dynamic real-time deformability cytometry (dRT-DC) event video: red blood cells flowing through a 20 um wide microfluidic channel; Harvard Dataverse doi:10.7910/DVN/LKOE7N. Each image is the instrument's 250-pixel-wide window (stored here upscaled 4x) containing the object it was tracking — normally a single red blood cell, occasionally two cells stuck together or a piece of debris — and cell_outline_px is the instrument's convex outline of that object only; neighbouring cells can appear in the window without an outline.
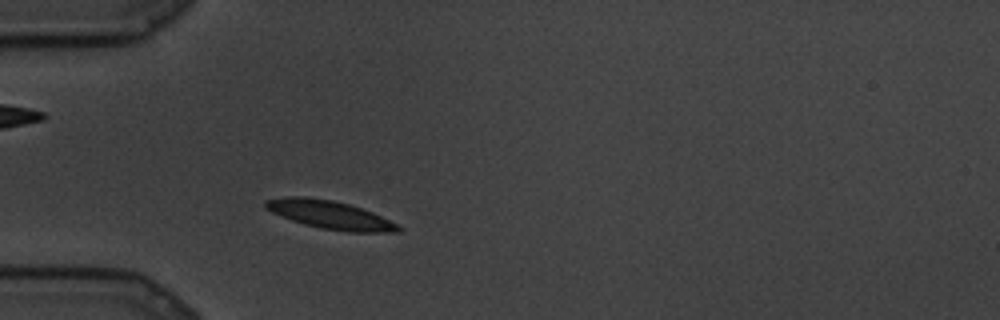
{"species": "common noctule bat (a hibernating species)", "species_latin": "Nyctalus noctula", "temperature_condition": "cold", "stored_images_in_passage": 64, "camera_frame_rate_fps": 3000, "um_per_image_px": 0.085, "animal": {"sex": "male", "body_mass_g": 19.5, "forearm_length_mm": 54.6}, "frame": {"image": 1, "passage_image": 2, "time_ms": 0.333, "image_size_px": [1000, 320], "cell_outline_px": [[404, 228], [400, 232], [348, 232], [320, 228], [304, 224], [280, 216], [264, 208], [264, 200], [284, 196], [308, 196], [332, 200], [348, 204], [372, 212], [400, 224]], "centroid_in_image_um": [28.05, 18.26], "position_along_channel_um": 56.9, "area_um2": 22.14}}
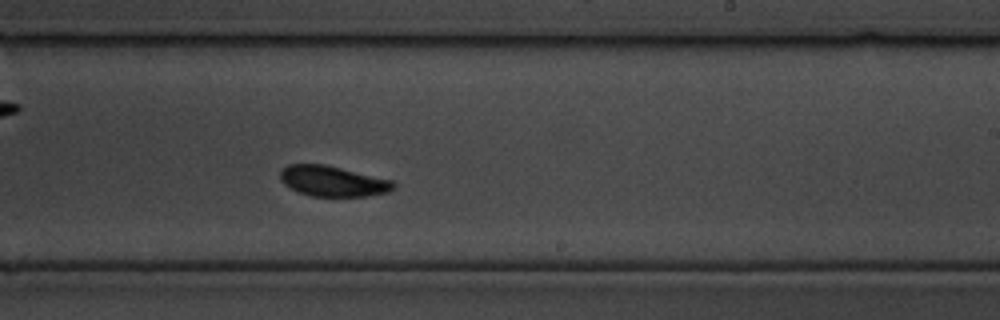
{"frame": {"image": 2, "passage_image": 30, "time_ms": 9.667, "image_size_px": [1000, 320], "cell_outline_px": [[396, 188], [388, 192], [368, 196], [312, 196], [300, 192], [284, 184], [280, 180], [280, 172], [288, 164], [324, 164], [392, 180], [396, 184]], "centroid_in_image_um": [28.31, 15.4], "position_along_channel_um": 260.7, "area_um2": 20.0}}
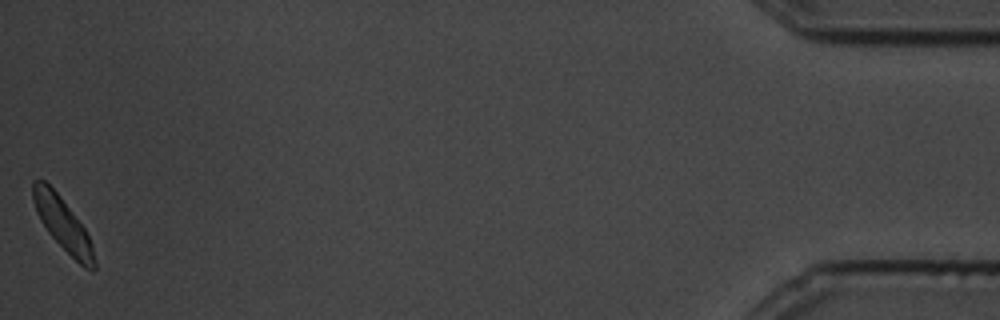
{"frame": {"image": 3, "passage_image": 64, "time_ms": 21.0, "image_size_px": [1000, 320], "cell_outline_px": [[96, 268], [84, 268], [48, 232], [40, 220], [36, 212], [32, 200], [32, 180], [44, 180], [60, 196], [84, 228], [88, 236], [92, 248], [96, 264]], "centroid_in_image_um": [5.29, 19.0], "position_along_channel_um": 429.9, "area_um2": 18.32}}